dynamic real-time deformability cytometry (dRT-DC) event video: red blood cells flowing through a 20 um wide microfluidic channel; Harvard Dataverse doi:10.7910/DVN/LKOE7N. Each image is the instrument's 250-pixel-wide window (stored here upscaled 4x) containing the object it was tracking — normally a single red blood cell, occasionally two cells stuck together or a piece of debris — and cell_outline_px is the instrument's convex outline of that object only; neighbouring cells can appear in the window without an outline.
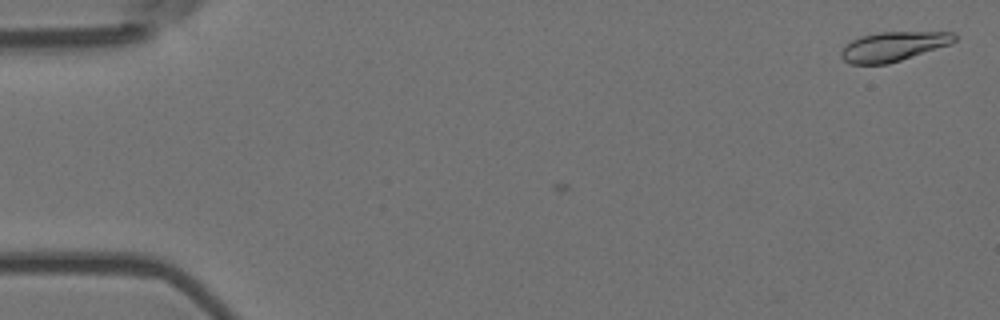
{"species": "Egyptian fruit bat (a non-hibernating species)", "species_latin": "Rousettus aegyptiacus", "temperature_condition": "room temperature", "stored_images_in_passage": 9, "camera_frame_rate_fps": 3000, "um_per_image_px": 0.085, "animal": {"sex": "female"}, "frame": {"image": 1, "passage_image": 2, "time_ms": 0.333, "image_size_px": [1000, 320], "cell_outline_px": [[956, 40], [952, 44], [888, 64], [852, 64], [844, 60], [840, 56], [840, 52], [852, 40], [860, 36], [880, 32], [952, 32], [956, 36]], "centroid_in_image_um": [75.95, 3.95], "position_along_channel_um": 9.0, "area_um2": 19.36}}